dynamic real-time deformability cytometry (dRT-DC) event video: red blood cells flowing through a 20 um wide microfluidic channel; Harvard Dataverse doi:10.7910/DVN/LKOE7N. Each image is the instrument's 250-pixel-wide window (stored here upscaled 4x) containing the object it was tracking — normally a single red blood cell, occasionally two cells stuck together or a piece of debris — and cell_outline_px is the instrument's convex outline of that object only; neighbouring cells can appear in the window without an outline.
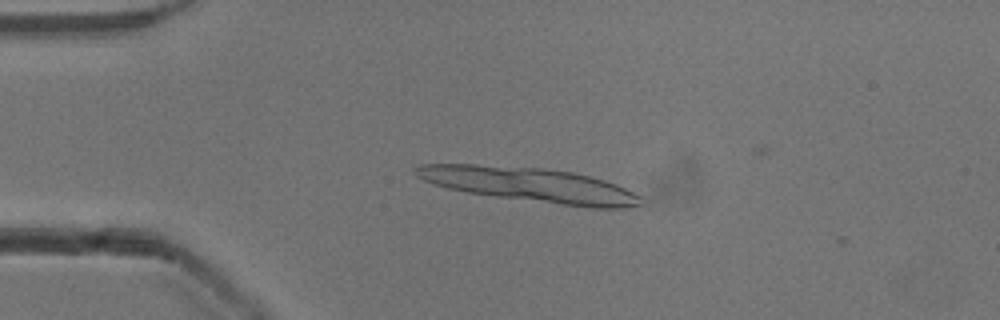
{"species": "common noctule bat (a hibernating species)", "species_latin": "Nyctalus noctula", "temperature_condition": "cold", "stored_images_in_passage": 15, "camera_frame_rate_fps": 3000, "um_per_image_px": 0.085, "animal": {"sex": "male", "body_mass_g": 13.3}, "frame": {"image": 1, "passage_image": 13, "time_ms": 4.0, "image_size_px": [1000, 320], "cell_outline_px": [[632, 204], [572, 204], [480, 192], [464, 168], [488, 168], [596, 180], [620, 188], [628, 192]], "centroid_in_image_um": [46.49, 15.92], "position_along_channel_um": 38.5, "area_um2": 27.34}}